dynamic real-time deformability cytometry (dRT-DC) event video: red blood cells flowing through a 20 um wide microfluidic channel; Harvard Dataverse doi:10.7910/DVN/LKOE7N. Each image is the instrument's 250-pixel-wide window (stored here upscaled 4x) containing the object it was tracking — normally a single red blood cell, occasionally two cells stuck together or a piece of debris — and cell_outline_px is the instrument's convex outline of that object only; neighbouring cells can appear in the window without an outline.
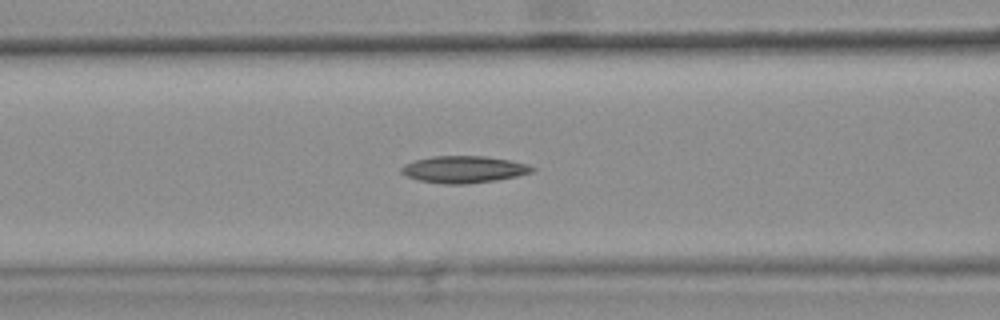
{"species": "common noctule bat (a hibernating species)", "species_latin": "Nyctalus noctula", "temperature_condition": "warm", "stored_images_in_passage": 43, "camera_frame_rate_fps": 3000, "um_per_image_px": 0.085, "animal": {"sex": "female", "body_mass_g": 25.1}, "frame": {"image": 1, "passage_image": 19, "time_ms": 6.0, "image_size_px": [1000, 320], "cell_outline_px": [[536, 168], [532, 172], [516, 176], [496, 180], [468, 184], [444, 184], [416, 180], [400, 172], [400, 168], [404, 164], [416, 160], [432, 156], [484, 156], [508, 160], [528, 164]], "centroid_in_image_um": [39.4, 14.4], "position_along_channel_um": 127.2, "area_um2": 20.52}}
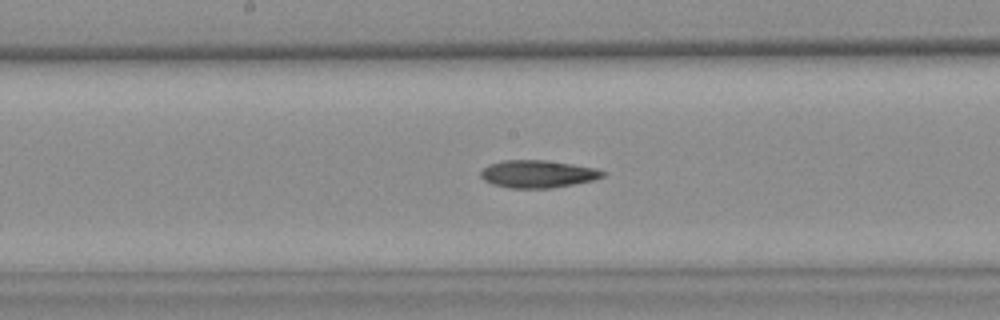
{"frame": {"image": 2, "passage_image": 25, "time_ms": 8.0, "image_size_px": [1000, 320], "cell_outline_px": [[608, 172], [604, 176], [592, 180], [552, 188], [508, 188], [492, 184], [484, 180], [480, 176], [480, 172], [488, 164], [504, 160], [544, 160], [572, 164], [596, 168]], "centroid_in_image_um": [45.7, 14.78], "position_along_channel_um": 202.5, "area_um2": 19.59}}